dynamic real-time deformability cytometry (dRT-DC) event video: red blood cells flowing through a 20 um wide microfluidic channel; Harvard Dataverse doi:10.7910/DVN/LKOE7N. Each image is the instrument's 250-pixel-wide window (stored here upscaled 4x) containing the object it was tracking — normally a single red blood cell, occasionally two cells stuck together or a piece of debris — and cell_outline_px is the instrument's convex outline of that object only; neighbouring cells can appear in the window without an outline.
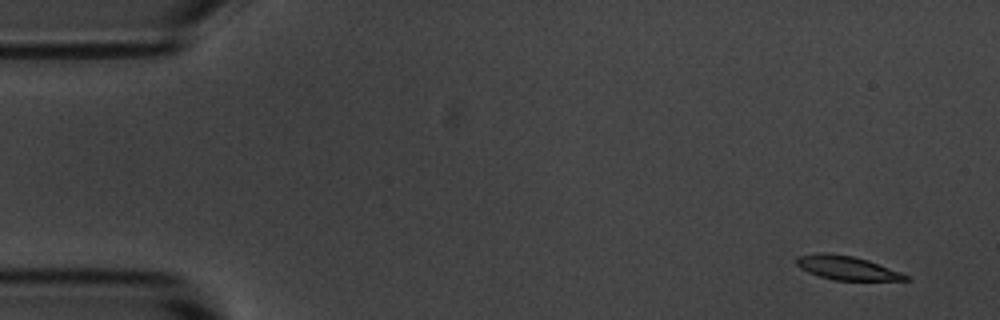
{"species": "common noctule bat (a hibernating species)", "species_latin": "Nyctalus noctula", "temperature_condition": "room temperature", "stored_images_in_passage": 6, "camera_frame_rate_fps": 3000, "um_per_image_px": 0.085, "animal": {"sex": "male", "body_mass_g": 20.1, "forearm_length_mm": 53.5}, "frame": {"image": 1, "passage_image": 1, "time_ms": 0.0, "image_size_px": [1000, 320], "cell_outline_px": [[908, 280], [832, 280], [808, 272], [800, 268], [796, 264], [796, 256], [824, 252], [852, 256], [868, 260], [900, 272], [908, 276]], "centroid_in_image_um": [71.93, 22.76], "position_along_channel_um": 13.1, "area_um2": 14.97}}
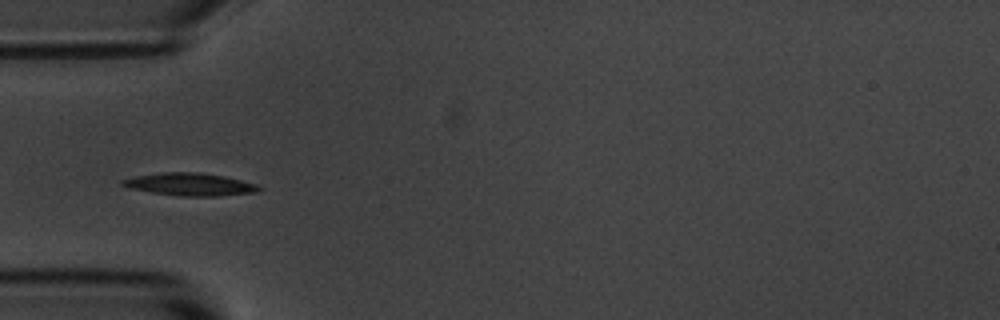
{"frame": {"image": 2, "passage_image": 5, "time_ms": 4.667, "image_size_px": [1000, 320], "cell_outline_px": [[264, 188], [256, 192], [220, 196], [180, 196], [152, 192], [128, 188], [120, 184], [120, 180], [136, 176], [160, 172], [200, 172], [224, 176], [256, 184]], "centroid_in_image_um": [16.14, 15.67], "position_along_channel_um": 68.9, "area_um2": 18.03}}